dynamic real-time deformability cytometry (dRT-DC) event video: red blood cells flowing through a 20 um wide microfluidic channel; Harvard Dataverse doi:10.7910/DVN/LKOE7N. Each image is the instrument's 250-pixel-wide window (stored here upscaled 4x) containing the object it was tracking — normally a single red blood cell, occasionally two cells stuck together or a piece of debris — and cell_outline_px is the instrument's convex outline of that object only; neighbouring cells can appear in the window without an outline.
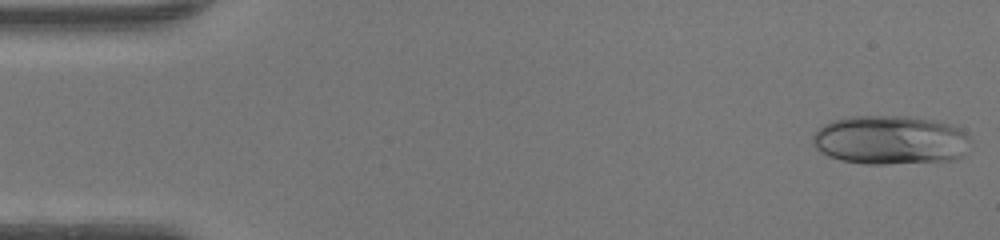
{"species": "human", "species_latin": "Homo sapiens", "temperature_condition": "warm", "stored_images_in_passage": 47, "camera_frame_rate_fps": 3000, "um_per_image_px": 0.085, "donor": {"sex": "female"}, "frame": {"image": 1, "passage_image": 1, "time_ms": 0.0, "image_size_px": [1000, 240], "cell_outline_px": [[972, 140], [960, 156], [952, 160], [884, 164], [864, 164], [840, 160], [828, 156], [816, 148], [812, 144], [812, 136], [824, 124], [832, 120], [844, 116], [908, 116], [936, 120], [960, 128]], "centroid_in_image_um": [75.65, 11.89], "position_along_channel_um": 9.4, "area_um2": 45.26}}
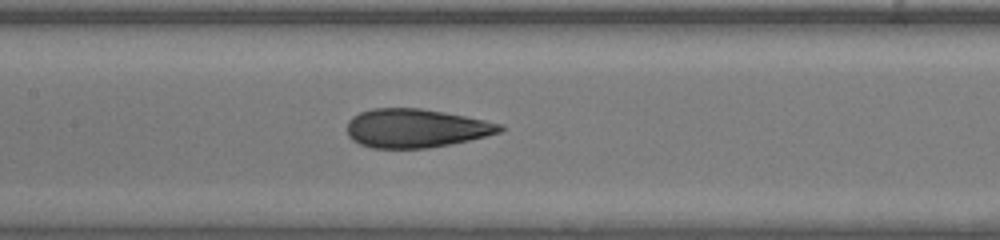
{"frame": {"image": 2, "passage_image": 22, "time_ms": 7.0, "image_size_px": [1000, 240], "cell_outline_px": [[504, 128], [500, 132], [452, 144], [428, 148], [372, 148], [360, 144], [352, 140], [348, 136], [348, 120], [352, 116], [360, 112], [372, 108], [420, 108], [444, 112], [504, 124]], "centroid_in_image_um": [35.32, 10.9], "position_along_channel_um": 172.1, "area_um2": 34.45}}
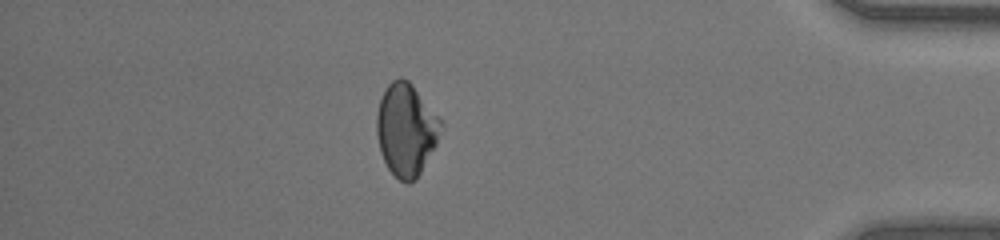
{"frame": {"image": 3, "passage_image": 41, "time_ms": 13.333, "image_size_px": [1000, 240], "cell_outline_px": [[444, 124], [436, 144], [416, 180], [408, 184], [400, 180], [388, 168], [380, 152], [376, 132], [376, 112], [380, 100], [388, 84], [392, 80], [400, 76], [408, 80], [412, 84]], "centroid_in_image_um": [34.51, 11.02], "position_along_channel_um": 400.7, "area_um2": 34.45}, "authors_computed_cell_mechanics": {"area_um2": 35.0268, "velocity_mm_per_s": 4.2979, "shape_relaxation_time_tau1_ms": null, "shape_relaxation_time_tau2_ms": 1.204, "deformation_change_tau1": null, "deformation_change_tau2": 0.07}}